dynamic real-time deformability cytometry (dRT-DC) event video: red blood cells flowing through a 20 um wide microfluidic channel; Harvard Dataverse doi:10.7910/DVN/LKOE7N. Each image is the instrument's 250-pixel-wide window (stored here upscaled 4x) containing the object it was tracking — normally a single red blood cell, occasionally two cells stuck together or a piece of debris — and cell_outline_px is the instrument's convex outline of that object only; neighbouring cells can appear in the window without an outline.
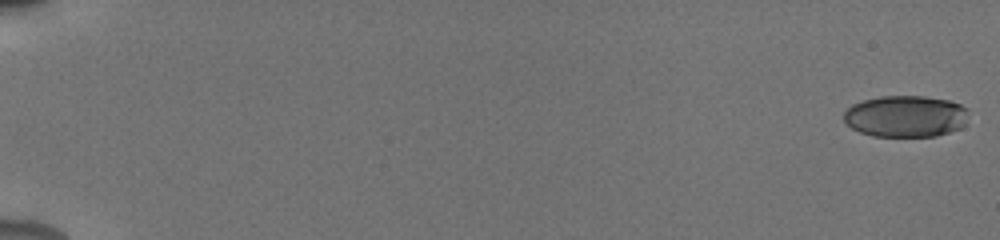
{"species": "human", "species_latin": "Homo sapiens", "temperature_condition": "cold", "stored_images_in_passage": 53, "camera_frame_rate_fps": 3000, "um_per_image_px": 0.085, "donor": {"sex": "male"}, "frame": {"image": 1, "passage_image": 1, "time_ms": 0.0, "image_size_px": [1000, 240], "cell_outline_px": [[968, 108], [964, 124], [960, 128], [936, 136], [872, 136], [860, 132], [852, 128], [844, 120], [844, 112], [852, 104], [864, 100], [880, 96], [924, 96], [948, 100], [960, 104]], "centroid_in_image_um": [76.97, 9.88], "position_along_channel_um": 8.0, "area_um2": 30.17}}
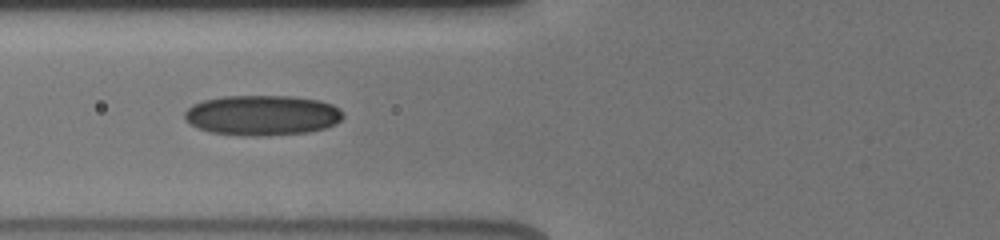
{"frame": {"image": 2, "passage_image": 28, "time_ms": 7.667, "image_size_px": [1000, 240], "cell_outline_px": [[344, 116], [336, 124], [324, 128], [308, 132], [268, 136], [244, 136], [212, 132], [200, 128], [192, 124], [184, 116], [184, 112], [192, 104], [204, 100], [224, 96], [292, 96], [320, 100], [332, 104], [340, 108], [344, 112]], "centroid_in_image_um": [22.34, 9.79], "position_along_channel_um": 103.5, "area_um2": 37.28}}
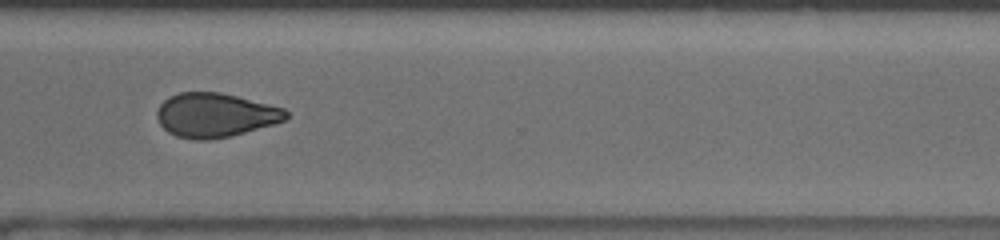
{"frame": {"image": 3, "passage_image": 52, "time_ms": 14.0, "image_size_px": [1000, 240], "cell_outline_px": [[288, 116], [284, 120], [272, 124], [232, 136], [208, 140], [196, 140], [176, 136], [168, 132], [160, 124], [156, 116], [156, 112], [160, 104], [168, 96], [180, 92], [220, 92], [284, 108], [288, 112]], "centroid_in_image_um": [18.26, 9.78], "position_along_channel_um": 352.3, "area_um2": 33.12}}